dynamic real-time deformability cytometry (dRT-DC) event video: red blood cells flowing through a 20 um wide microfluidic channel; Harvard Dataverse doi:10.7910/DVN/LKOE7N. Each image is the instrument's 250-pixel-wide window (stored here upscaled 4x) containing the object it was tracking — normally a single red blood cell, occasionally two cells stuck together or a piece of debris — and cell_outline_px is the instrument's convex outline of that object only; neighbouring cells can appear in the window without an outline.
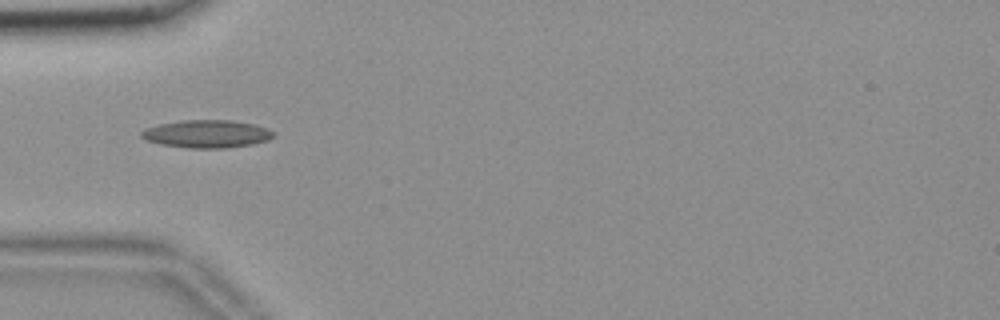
{"species": "common noctule bat (a hibernating species)", "species_latin": "Nyctalus noctula", "temperature_condition": "room temperature", "stored_images_in_passage": 39, "camera_frame_rate_fps": 3000, "um_per_image_px": 0.085, "animal": {"sex": "female", "body_mass_g": 18.4}, "frame": {"image": 1, "passage_image": 1, "time_ms": 0.0, "image_size_px": [1000, 320], "cell_outline_px": [[276, 136], [268, 140], [252, 144], [228, 148], [188, 148], [160, 144], [144, 140], [140, 136], [140, 132], [144, 128], [160, 124], [184, 120], [232, 120], [256, 124], [268, 128], [276, 132]], "centroid_in_image_um": [17.61, 11.38], "position_along_channel_um": 67.4, "area_um2": 21.73}}
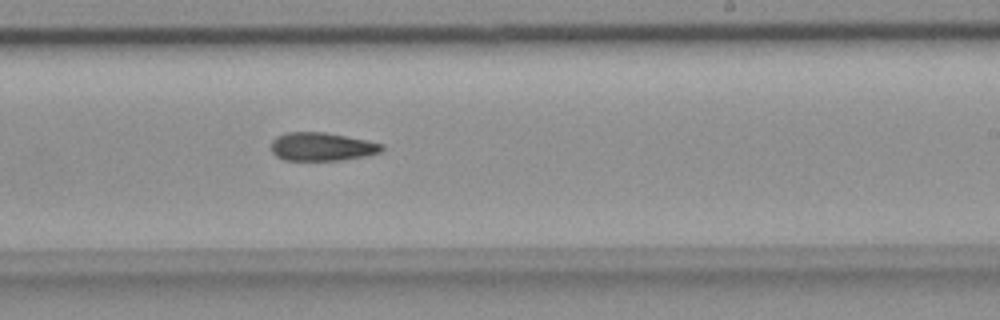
{"frame": {"image": 2, "passage_image": 17, "time_ms": 5.333, "image_size_px": [1000, 320], "cell_outline_px": [[384, 148], [380, 152], [368, 156], [344, 160], [284, 160], [276, 156], [272, 152], [272, 140], [276, 136], [288, 132], [324, 132], [384, 144]], "centroid_in_image_um": [27.36, 12.48], "position_along_channel_um": 261.6, "area_um2": 18.26}}
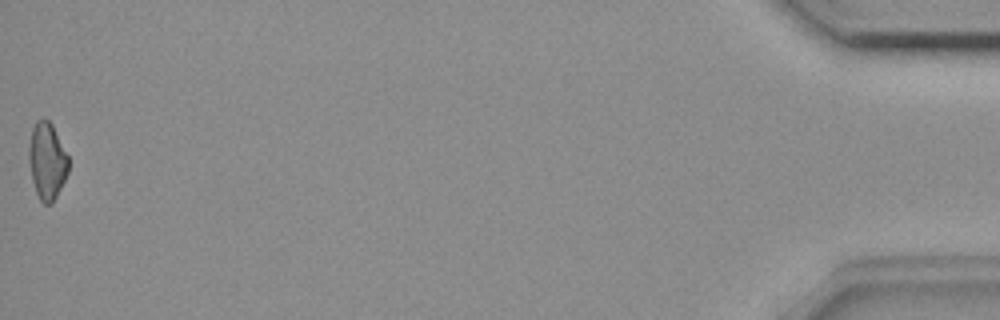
{"frame": {"image": 3, "passage_image": 39, "time_ms": 12.667, "image_size_px": [1000, 320], "cell_outline_px": [[68, 172], [56, 196], [48, 204], [44, 204], [40, 200], [36, 192], [32, 180], [28, 160], [28, 148], [32, 128], [36, 120], [44, 116], [52, 124], [68, 156]], "centroid_in_image_um": [3.97, 13.63], "position_along_channel_um": 431.2, "area_um2": 17.69}}